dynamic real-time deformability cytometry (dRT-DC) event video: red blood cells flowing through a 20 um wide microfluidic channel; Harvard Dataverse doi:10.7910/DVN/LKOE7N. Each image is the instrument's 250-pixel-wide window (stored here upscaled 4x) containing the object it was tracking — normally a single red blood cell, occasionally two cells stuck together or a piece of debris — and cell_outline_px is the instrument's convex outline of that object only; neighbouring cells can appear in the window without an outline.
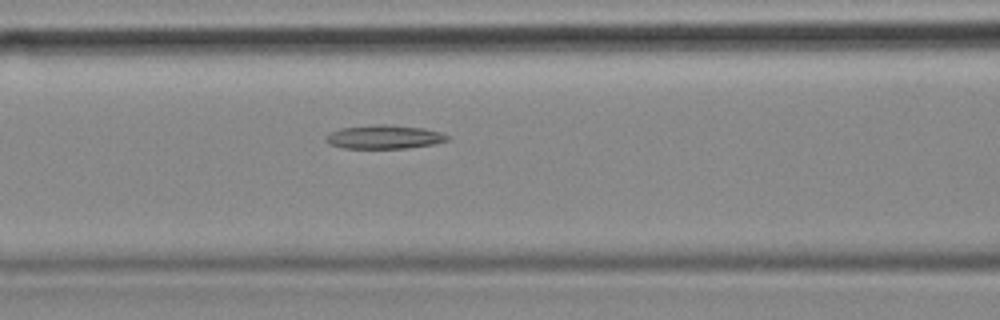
{"species": "common noctule bat (a hibernating species)", "species_latin": "Nyctalus noctula", "temperature_condition": "cold", "stored_images_in_passage": 38, "camera_frame_rate_fps": 3000, "um_per_image_px": 0.085, "animal": {"sex": "female", "body_mass_g": 18.4}, "frame": {"image": 1, "passage_image": 6, "time_ms": 1.667, "image_size_px": [1000, 320], "cell_outline_px": [[448, 140], [436, 144], [408, 148], [344, 148], [328, 144], [324, 140], [324, 136], [340, 128], [376, 124], [388, 124], [424, 128], [440, 132], [448, 136]], "centroid_in_image_um": [32.64, 11.64], "position_along_channel_um": 134.0, "area_um2": 16.94}}